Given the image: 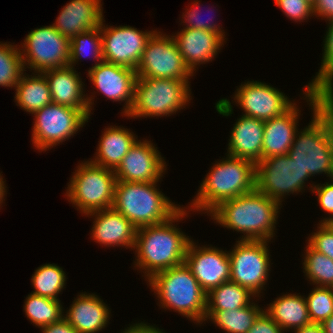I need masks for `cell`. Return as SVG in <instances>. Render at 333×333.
<instances>
[{"instance_id": "1", "label": "cell", "mask_w": 333, "mask_h": 333, "mask_svg": "<svg viewBox=\"0 0 333 333\" xmlns=\"http://www.w3.org/2000/svg\"><path fill=\"white\" fill-rule=\"evenodd\" d=\"M304 91L314 115L308 127L299 132V136L295 135L288 155L305 172H309L310 176L324 172L331 177L333 171V97L323 91L308 87Z\"/></svg>"}, {"instance_id": "2", "label": "cell", "mask_w": 333, "mask_h": 333, "mask_svg": "<svg viewBox=\"0 0 333 333\" xmlns=\"http://www.w3.org/2000/svg\"><path fill=\"white\" fill-rule=\"evenodd\" d=\"M186 212L181 208L173 217L163 223L137 228L133 248L136 249L138 257L135 266L145 270L148 280L158 272L185 262L187 247L191 239L172 223L184 218Z\"/></svg>"}, {"instance_id": "3", "label": "cell", "mask_w": 333, "mask_h": 333, "mask_svg": "<svg viewBox=\"0 0 333 333\" xmlns=\"http://www.w3.org/2000/svg\"><path fill=\"white\" fill-rule=\"evenodd\" d=\"M279 206L255 189L222 202L210 214L220 225L244 233L242 240L268 241L274 236Z\"/></svg>"}, {"instance_id": "4", "label": "cell", "mask_w": 333, "mask_h": 333, "mask_svg": "<svg viewBox=\"0 0 333 333\" xmlns=\"http://www.w3.org/2000/svg\"><path fill=\"white\" fill-rule=\"evenodd\" d=\"M213 165L191 207L211 212L219 204L256 189V164L241 158L226 157Z\"/></svg>"}, {"instance_id": "5", "label": "cell", "mask_w": 333, "mask_h": 333, "mask_svg": "<svg viewBox=\"0 0 333 333\" xmlns=\"http://www.w3.org/2000/svg\"><path fill=\"white\" fill-rule=\"evenodd\" d=\"M156 183L116 181L112 208L136 228L169 220L181 208L170 202Z\"/></svg>"}, {"instance_id": "6", "label": "cell", "mask_w": 333, "mask_h": 333, "mask_svg": "<svg viewBox=\"0 0 333 333\" xmlns=\"http://www.w3.org/2000/svg\"><path fill=\"white\" fill-rule=\"evenodd\" d=\"M148 282L163 308L174 309L196 323L205 321L207 293L185 262L154 274Z\"/></svg>"}, {"instance_id": "7", "label": "cell", "mask_w": 333, "mask_h": 333, "mask_svg": "<svg viewBox=\"0 0 333 333\" xmlns=\"http://www.w3.org/2000/svg\"><path fill=\"white\" fill-rule=\"evenodd\" d=\"M188 80L136 78L134 102L128 117L167 116L190 100Z\"/></svg>"}, {"instance_id": "8", "label": "cell", "mask_w": 333, "mask_h": 333, "mask_svg": "<svg viewBox=\"0 0 333 333\" xmlns=\"http://www.w3.org/2000/svg\"><path fill=\"white\" fill-rule=\"evenodd\" d=\"M70 180L65 196L83 214L112 208L116 176L114 170L94 164L81 163Z\"/></svg>"}, {"instance_id": "9", "label": "cell", "mask_w": 333, "mask_h": 333, "mask_svg": "<svg viewBox=\"0 0 333 333\" xmlns=\"http://www.w3.org/2000/svg\"><path fill=\"white\" fill-rule=\"evenodd\" d=\"M33 114L32 142L37 149L46 151L73 136L88 122L90 110L51 103Z\"/></svg>"}, {"instance_id": "10", "label": "cell", "mask_w": 333, "mask_h": 333, "mask_svg": "<svg viewBox=\"0 0 333 333\" xmlns=\"http://www.w3.org/2000/svg\"><path fill=\"white\" fill-rule=\"evenodd\" d=\"M135 71L137 78L189 80L193 76L173 36L162 35L157 31L149 38Z\"/></svg>"}, {"instance_id": "11", "label": "cell", "mask_w": 333, "mask_h": 333, "mask_svg": "<svg viewBox=\"0 0 333 333\" xmlns=\"http://www.w3.org/2000/svg\"><path fill=\"white\" fill-rule=\"evenodd\" d=\"M310 177L288 154L262 159L256 164V189L281 204L288 193L300 192Z\"/></svg>"}, {"instance_id": "12", "label": "cell", "mask_w": 333, "mask_h": 333, "mask_svg": "<svg viewBox=\"0 0 333 333\" xmlns=\"http://www.w3.org/2000/svg\"><path fill=\"white\" fill-rule=\"evenodd\" d=\"M228 253L230 258V281L248 288L255 296L269 276V250L267 242L261 240H240Z\"/></svg>"}, {"instance_id": "13", "label": "cell", "mask_w": 333, "mask_h": 333, "mask_svg": "<svg viewBox=\"0 0 333 333\" xmlns=\"http://www.w3.org/2000/svg\"><path fill=\"white\" fill-rule=\"evenodd\" d=\"M22 45L24 68L28 64L35 73L69 65L70 40L61 35L53 25L31 31ZM27 61V62H26ZM26 64V65H25Z\"/></svg>"}, {"instance_id": "14", "label": "cell", "mask_w": 333, "mask_h": 333, "mask_svg": "<svg viewBox=\"0 0 333 333\" xmlns=\"http://www.w3.org/2000/svg\"><path fill=\"white\" fill-rule=\"evenodd\" d=\"M100 25L103 59L136 70L145 46L155 31L143 32L130 26L106 27Z\"/></svg>"}, {"instance_id": "15", "label": "cell", "mask_w": 333, "mask_h": 333, "mask_svg": "<svg viewBox=\"0 0 333 333\" xmlns=\"http://www.w3.org/2000/svg\"><path fill=\"white\" fill-rule=\"evenodd\" d=\"M235 99L244 115L263 121L281 116L295 104L276 88L257 81L241 84Z\"/></svg>"}, {"instance_id": "16", "label": "cell", "mask_w": 333, "mask_h": 333, "mask_svg": "<svg viewBox=\"0 0 333 333\" xmlns=\"http://www.w3.org/2000/svg\"><path fill=\"white\" fill-rule=\"evenodd\" d=\"M226 252L215 247H197L193 240L188 244L185 264L206 293L230 281V258Z\"/></svg>"}, {"instance_id": "17", "label": "cell", "mask_w": 333, "mask_h": 333, "mask_svg": "<svg viewBox=\"0 0 333 333\" xmlns=\"http://www.w3.org/2000/svg\"><path fill=\"white\" fill-rule=\"evenodd\" d=\"M157 147L150 141H136L114 170L117 181L158 182L166 170Z\"/></svg>"}, {"instance_id": "18", "label": "cell", "mask_w": 333, "mask_h": 333, "mask_svg": "<svg viewBox=\"0 0 333 333\" xmlns=\"http://www.w3.org/2000/svg\"><path fill=\"white\" fill-rule=\"evenodd\" d=\"M90 81L113 101H125L123 114L128 115L134 102L136 71L114 63H96L88 70Z\"/></svg>"}, {"instance_id": "19", "label": "cell", "mask_w": 333, "mask_h": 333, "mask_svg": "<svg viewBox=\"0 0 333 333\" xmlns=\"http://www.w3.org/2000/svg\"><path fill=\"white\" fill-rule=\"evenodd\" d=\"M103 18L101 0H72L63 7L52 25L71 40L80 33L96 29Z\"/></svg>"}, {"instance_id": "20", "label": "cell", "mask_w": 333, "mask_h": 333, "mask_svg": "<svg viewBox=\"0 0 333 333\" xmlns=\"http://www.w3.org/2000/svg\"><path fill=\"white\" fill-rule=\"evenodd\" d=\"M173 39L192 74L197 65L209 62L217 55L225 40L218 33L199 29H182Z\"/></svg>"}, {"instance_id": "21", "label": "cell", "mask_w": 333, "mask_h": 333, "mask_svg": "<svg viewBox=\"0 0 333 333\" xmlns=\"http://www.w3.org/2000/svg\"><path fill=\"white\" fill-rule=\"evenodd\" d=\"M74 69L73 66L68 65L43 72L49 85L52 101L75 109H89L91 113L93 98L84 97L83 82Z\"/></svg>"}, {"instance_id": "22", "label": "cell", "mask_w": 333, "mask_h": 333, "mask_svg": "<svg viewBox=\"0 0 333 333\" xmlns=\"http://www.w3.org/2000/svg\"><path fill=\"white\" fill-rule=\"evenodd\" d=\"M86 215L95 216L92 237L97 243L105 246L122 245L134 248L137 228L121 213L108 208Z\"/></svg>"}, {"instance_id": "23", "label": "cell", "mask_w": 333, "mask_h": 333, "mask_svg": "<svg viewBox=\"0 0 333 333\" xmlns=\"http://www.w3.org/2000/svg\"><path fill=\"white\" fill-rule=\"evenodd\" d=\"M263 136L264 121L243 115L232 129L228 155L259 163L262 160Z\"/></svg>"}, {"instance_id": "24", "label": "cell", "mask_w": 333, "mask_h": 333, "mask_svg": "<svg viewBox=\"0 0 333 333\" xmlns=\"http://www.w3.org/2000/svg\"><path fill=\"white\" fill-rule=\"evenodd\" d=\"M298 111L295 103L281 116L264 121L262 159L288 154L298 132Z\"/></svg>"}, {"instance_id": "25", "label": "cell", "mask_w": 333, "mask_h": 333, "mask_svg": "<svg viewBox=\"0 0 333 333\" xmlns=\"http://www.w3.org/2000/svg\"><path fill=\"white\" fill-rule=\"evenodd\" d=\"M109 312L97 295L81 293L64 318L78 333H96L106 327Z\"/></svg>"}, {"instance_id": "26", "label": "cell", "mask_w": 333, "mask_h": 333, "mask_svg": "<svg viewBox=\"0 0 333 333\" xmlns=\"http://www.w3.org/2000/svg\"><path fill=\"white\" fill-rule=\"evenodd\" d=\"M94 160V164L115 170L123 157L137 141L127 128L111 126L102 134Z\"/></svg>"}, {"instance_id": "27", "label": "cell", "mask_w": 333, "mask_h": 333, "mask_svg": "<svg viewBox=\"0 0 333 333\" xmlns=\"http://www.w3.org/2000/svg\"><path fill=\"white\" fill-rule=\"evenodd\" d=\"M270 304L265 312L283 331L288 328L295 330L311 323L306 299L301 295H283Z\"/></svg>"}, {"instance_id": "28", "label": "cell", "mask_w": 333, "mask_h": 333, "mask_svg": "<svg viewBox=\"0 0 333 333\" xmlns=\"http://www.w3.org/2000/svg\"><path fill=\"white\" fill-rule=\"evenodd\" d=\"M36 75L27 77L22 74L15 87L17 105L32 114L44 106L53 103L49 85L44 74L38 72Z\"/></svg>"}, {"instance_id": "29", "label": "cell", "mask_w": 333, "mask_h": 333, "mask_svg": "<svg viewBox=\"0 0 333 333\" xmlns=\"http://www.w3.org/2000/svg\"><path fill=\"white\" fill-rule=\"evenodd\" d=\"M251 295L254 296L248 288L232 281L224 282L207 293L206 311L243 308L251 303Z\"/></svg>"}, {"instance_id": "30", "label": "cell", "mask_w": 333, "mask_h": 333, "mask_svg": "<svg viewBox=\"0 0 333 333\" xmlns=\"http://www.w3.org/2000/svg\"><path fill=\"white\" fill-rule=\"evenodd\" d=\"M263 311L255 303H250L235 310L206 311L205 320L211 319L228 333H247Z\"/></svg>"}, {"instance_id": "31", "label": "cell", "mask_w": 333, "mask_h": 333, "mask_svg": "<svg viewBox=\"0 0 333 333\" xmlns=\"http://www.w3.org/2000/svg\"><path fill=\"white\" fill-rule=\"evenodd\" d=\"M24 305L29 320L40 328L58 322L64 317L59 300L31 293L27 296Z\"/></svg>"}, {"instance_id": "32", "label": "cell", "mask_w": 333, "mask_h": 333, "mask_svg": "<svg viewBox=\"0 0 333 333\" xmlns=\"http://www.w3.org/2000/svg\"><path fill=\"white\" fill-rule=\"evenodd\" d=\"M31 279L35 288L32 294L59 300L57 295L64 289L66 275L61 267L45 264L36 269Z\"/></svg>"}, {"instance_id": "33", "label": "cell", "mask_w": 333, "mask_h": 333, "mask_svg": "<svg viewBox=\"0 0 333 333\" xmlns=\"http://www.w3.org/2000/svg\"><path fill=\"white\" fill-rule=\"evenodd\" d=\"M303 262L304 273L318 287H333V260L309 245Z\"/></svg>"}, {"instance_id": "34", "label": "cell", "mask_w": 333, "mask_h": 333, "mask_svg": "<svg viewBox=\"0 0 333 333\" xmlns=\"http://www.w3.org/2000/svg\"><path fill=\"white\" fill-rule=\"evenodd\" d=\"M11 44H0V85L16 87L25 70L21 50Z\"/></svg>"}, {"instance_id": "35", "label": "cell", "mask_w": 333, "mask_h": 333, "mask_svg": "<svg viewBox=\"0 0 333 333\" xmlns=\"http://www.w3.org/2000/svg\"><path fill=\"white\" fill-rule=\"evenodd\" d=\"M328 27L321 67L316 78L307 87L323 91L333 97V21L329 22Z\"/></svg>"}, {"instance_id": "36", "label": "cell", "mask_w": 333, "mask_h": 333, "mask_svg": "<svg viewBox=\"0 0 333 333\" xmlns=\"http://www.w3.org/2000/svg\"><path fill=\"white\" fill-rule=\"evenodd\" d=\"M87 46L92 48L93 52H91V54L94 56L96 61L97 59L99 63L104 61L100 26H98L96 29L80 33L70 40V66H74L78 59H81L85 56V51L89 48H87Z\"/></svg>"}, {"instance_id": "37", "label": "cell", "mask_w": 333, "mask_h": 333, "mask_svg": "<svg viewBox=\"0 0 333 333\" xmlns=\"http://www.w3.org/2000/svg\"><path fill=\"white\" fill-rule=\"evenodd\" d=\"M305 299L311 323L321 324L333 314V287L316 286Z\"/></svg>"}, {"instance_id": "38", "label": "cell", "mask_w": 333, "mask_h": 333, "mask_svg": "<svg viewBox=\"0 0 333 333\" xmlns=\"http://www.w3.org/2000/svg\"><path fill=\"white\" fill-rule=\"evenodd\" d=\"M308 241L312 249L333 260V223L320 222L318 231Z\"/></svg>"}, {"instance_id": "39", "label": "cell", "mask_w": 333, "mask_h": 333, "mask_svg": "<svg viewBox=\"0 0 333 333\" xmlns=\"http://www.w3.org/2000/svg\"><path fill=\"white\" fill-rule=\"evenodd\" d=\"M275 4L288 18L295 21H302L314 15L313 4L307 0H275Z\"/></svg>"}, {"instance_id": "40", "label": "cell", "mask_w": 333, "mask_h": 333, "mask_svg": "<svg viewBox=\"0 0 333 333\" xmlns=\"http://www.w3.org/2000/svg\"><path fill=\"white\" fill-rule=\"evenodd\" d=\"M194 2L195 3L193 4L194 6L193 9L190 8L189 11H187L186 14H184L185 18L184 23H189L186 24L188 26H186L184 29L209 30L220 34L224 38L225 34L220 27H217L218 25L200 20L199 11H198L199 2L197 1Z\"/></svg>"}, {"instance_id": "41", "label": "cell", "mask_w": 333, "mask_h": 333, "mask_svg": "<svg viewBox=\"0 0 333 333\" xmlns=\"http://www.w3.org/2000/svg\"><path fill=\"white\" fill-rule=\"evenodd\" d=\"M311 188L312 192L318 195V201L322 209L331 214V218H324L321 223H333V183H326L323 186L318 184Z\"/></svg>"}, {"instance_id": "42", "label": "cell", "mask_w": 333, "mask_h": 333, "mask_svg": "<svg viewBox=\"0 0 333 333\" xmlns=\"http://www.w3.org/2000/svg\"><path fill=\"white\" fill-rule=\"evenodd\" d=\"M282 328L263 311L247 333H282Z\"/></svg>"}, {"instance_id": "43", "label": "cell", "mask_w": 333, "mask_h": 333, "mask_svg": "<svg viewBox=\"0 0 333 333\" xmlns=\"http://www.w3.org/2000/svg\"><path fill=\"white\" fill-rule=\"evenodd\" d=\"M313 13L320 17L333 21V0H315L313 3Z\"/></svg>"}, {"instance_id": "44", "label": "cell", "mask_w": 333, "mask_h": 333, "mask_svg": "<svg viewBox=\"0 0 333 333\" xmlns=\"http://www.w3.org/2000/svg\"><path fill=\"white\" fill-rule=\"evenodd\" d=\"M43 333H78L63 317L60 321L42 327Z\"/></svg>"}, {"instance_id": "45", "label": "cell", "mask_w": 333, "mask_h": 333, "mask_svg": "<svg viewBox=\"0 0 333 333\" xmlns=\"http://www.w3.org/2000/svg\"><path fill=\"white\" fill-rule=\"evenodd\" d=\"M123 333H163L160 329L147 325L145 323H136L135 325H132L128 327V329H125Z\"/></svg>"}, {"instance_id": "46", "label": "cell", "mask_w": 333, "mask_h": 333, "mask_svg": "<svg viewBox=\"0 0 333 333\" xmlns=\"http://www.w3.org/2000/svg\"><path fill=\"white\" fill-rule=\"evenodd\" d=\"M295 330V333H324L322 325L318 323H310Z\"/></svg>"}, {"instance_id": "47", "label": "cell", "mask_w": 333, "mask_h": 333, "mask_svg": "<svg viewBox=\"0 0 333 333\" xmlns=\"http://www.w3.org/2000/svg\"><path fill=\"white\" fill-rule=\"evenodd\" d=\"M324 333H333V314L321 323Z\"/></svg>"}, {"instance_id": "48", "label": "cell", "mask_w": 333, "mask_h": 333, "mask_svg": "<svg viewBox=\"0 0 333 333\" xmlns=\"http://www.w3.org/2000/svg\"><path fill=\"white\" fill-rule=\"evenodd\" d=\"M5 184H4V181H3V178L0 174V204L3 202V198H4V195H5V192H6V189H5Z\"/></svg>"}, {"instance_id": "49", "label": "cell", "mask_w": 333, "mask_h": 333, "mask_svg": "<svg viewBox=\"0 0 333 333\" xmlns=\"http://www.w3.org/2000/svg\"><path fill=\"white\" fill-rule=\"evenodd\" d=\"M307 1L310 2L311 4L315 2V0H307Z\"/></svg>"}]
</instances>
